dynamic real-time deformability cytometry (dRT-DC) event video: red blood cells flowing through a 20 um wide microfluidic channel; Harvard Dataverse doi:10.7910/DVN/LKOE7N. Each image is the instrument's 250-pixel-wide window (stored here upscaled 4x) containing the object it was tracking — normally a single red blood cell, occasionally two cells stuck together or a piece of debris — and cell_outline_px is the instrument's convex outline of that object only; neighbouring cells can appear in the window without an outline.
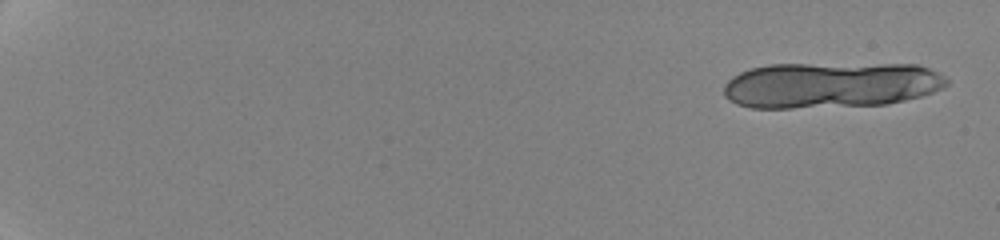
{"species": "human", "species_latin": "Homo sapiens", "temperature_condition": "cold", "stored_images_in_passage": 10, "segment_of_instrument_passage": [1, 2], "camera_frame_rate_fps": 3000, "um_per_image_px": 0.085, "donor": {"sex": "female"}, "frame": {"image": 1, "passage_image": 1, "time_ms": 0.0, "image_size_px": [1000, 240], "cell_outline_px": [[948, 84], [944, 88], [920, 96], [888, 104], [792, 108], [752, 108], [736, 104], [728, 100], [724, 96], [724, 84], [732, 76], [740, 72], [752, 68], [768, 64], [920, 64], [940, 72], [948, 80]], "centroid_in_image_um": [70.61, 7.22], "position_along_channel_um": 14.4, "area_um2": 60.17}}